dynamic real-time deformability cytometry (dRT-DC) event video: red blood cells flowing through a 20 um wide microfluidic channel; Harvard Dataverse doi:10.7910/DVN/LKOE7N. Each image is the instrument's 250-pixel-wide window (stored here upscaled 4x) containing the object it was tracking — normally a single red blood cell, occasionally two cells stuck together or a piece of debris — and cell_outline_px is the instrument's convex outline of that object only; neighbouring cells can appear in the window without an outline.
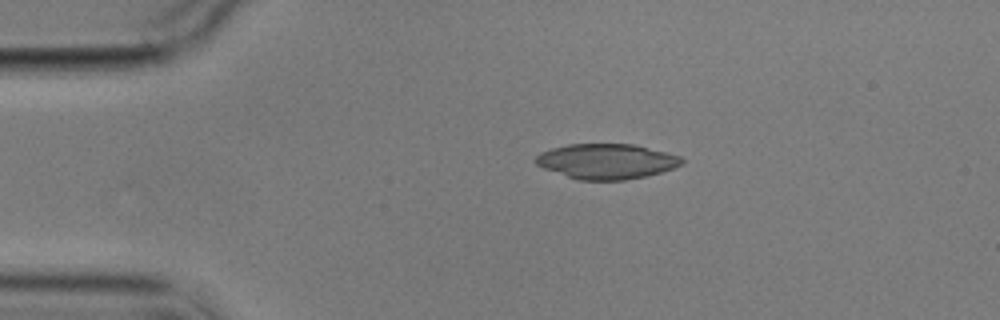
{"species": "common noctule bat (a hibernating species)", "species_latin": "Nyctalus noctula", "temperature_condition": "cold", "stored_images_in_passage": 2, "camera_frame_rate_fps": 3000, "um_per_image_px": 0.085, "animal": {"sex": "male", "body_mass_g": 17.9}, "frame": {"image": 1, "passage_image": 1, "time_ms": 0.0, "image_size_px": [1000, 320], "cell_outline_px": [[684, 160], [680, 164], [672, 168], [660, 172], [644, 176], [624, 180], [576, 180], [544, 168], [536, 164], [536, 156], [540, 152], [552, 148], [568, 144], [636, 144], [680, 156]], "centroid_in_image_um": [51.53, 13.71], "position_along_channel_um": 33.5, "area_um2": 29.77}}